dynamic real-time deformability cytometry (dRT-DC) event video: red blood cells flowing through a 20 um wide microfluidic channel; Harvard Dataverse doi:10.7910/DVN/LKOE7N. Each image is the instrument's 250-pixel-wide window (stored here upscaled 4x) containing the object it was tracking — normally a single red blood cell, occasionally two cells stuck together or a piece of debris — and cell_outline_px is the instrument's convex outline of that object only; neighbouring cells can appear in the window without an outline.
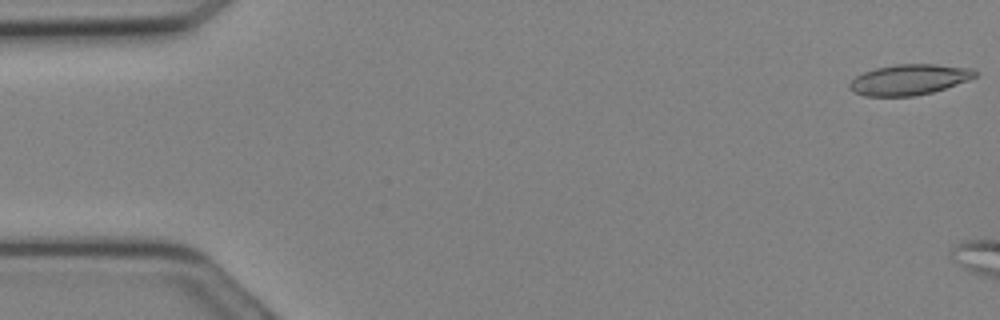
{"species": "Egyptian fruit bat (a non-hibernating species)", "species_latin": "Rousettus aegyptiacus", "temperature_condition": "cold", "stored_images_in_passage": 4, "camera_frame_rate_fps": 3000, "um_per_image_px": 0.085, "animal": {"sex": "female"}, "frame": {"image": 1, "passage_image": 1, "time_ms": 0.0, "image_size_px": [1000, 320], "cell_outline_px": [[976, 76], [968, 80], [932, 92], [916, 96], [864, 96], [852, 92], [848, 88], [848, 84], [856, 76], [864, 72], [876, 68], [896, 64], [936, 64], [972, 68], [976, 72]], "centroid_in_image_um": [77.24, 6.77], "position_along_channel_um": 7.8, "area_um2": 22.37}}